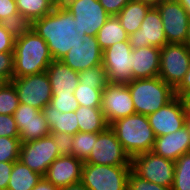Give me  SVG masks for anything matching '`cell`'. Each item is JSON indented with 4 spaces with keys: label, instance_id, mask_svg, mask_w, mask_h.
Returning a JSON list of instances; mask_svg holds the SVG:
<instances>
[{
    "label": "cell",
    "instance_id": "7bdbcfd3",
    "mask_svg": "<svg viewBox=\"0 0 190 190\" xmlns=\"http://www.w3.org/2000/svg\"><path fill=\"white\" fill-rule=\"evenodd\" d=\"M15 39L0 25V52H14Z\"/></svg>",
    "mask_w": 190,
    "mask_h": 190
},
{
    "label": "cell",
    "instance_id": "7dc6e473",
    "mask_svg": "<svg viewBox=\"0 0 190 190\" xmlns=\"http://www.w3.org/2000/svg\"><path fill=\"white\" fill-rule=\"evenodd\" d=\"M32 190H60V188L49 182L45 177H42Z\"/></svg>",
    "mask_w": 190,
    "mask_h": 190
},
{
    "label": "cell",
    "instance_id": "9c48e42d",
    "mask_svg": "<svg viewBox=\"0 0 190 190\" xmlns=\"http://www.w3.org/2000/svg\"><path fill=\"white\" fill-rule=\"evenodd\" d=\"M102 65L109 83L127 84L132 81V47L129 41L117 42L105 49Z\"/></svg>",
    "mask_w": 190,
    "mask_h": 190
},
{
    "label": "cell",
    "instance_id": "8d00e7d4",
    "mask_svg": "<svg viewBox=\"0 0 190 190\" xmlns=\"http://www.w3.org/2000/svg\"><path fill=\"white\" fill-rule=\"evenodd\" d=\"M50 104L62 113L76 111L80 106L74 94H52Z\"/></svg>",
    "mask_w": 190,
    "mask_h": 190
},
{
    "label": "cell",
    "instance_id": "11a10c76",
    "mask_svg": "<svg viewBox=\"0 0 190 190\" xmlns=\"http://www.w3.org/2000/svg\"><path fill=\"white\" fill-rule=\"evenodd\" d=\"M186 125L189 127V130H190V113H187V116H186ZM189 153H190V148H189Z\"/></svg>",
    "mask_w": 190,
    "mask_h": 190
},
{
    "label": "cell",
    "instance_id": "f1b7e54d",
    "mask_svg": "<svg viewBox=\"0 0 190 190\" xmlns=\"http://www.w3.org/2000/svg\"><path fill=\"white\" fill-rule=\"evenodd\" d=\"M98 134L78 132L73 135L72 155L85 162L94 148Z\"/></svg>",
    "mask_w": 190,
    "mask_h": 190
},
{
    "label": "cell",
    "instance_id": "60d3db41",
    "mask_svg": "<svg viewBox=\"0 0 190 190\" xmlns=\"http://www.w3.org/2000/svg\"><path fill=\"white\" fill-rule=\"evenodd\" d=\"M13 74V52H0V75L5 76L11 81L13 79Z\"/></svg>",
    "mask_w": 190,
    "mask_h": 190
},
{
    "label": "cell",
    "instance_id": "cb8c5ba5",
    "mask_svg": "<svg viewBox=\"0 0 190 190\" xmlns=\"http://www.w3.org/2000/svg\"><path fill=\"white\" fill-rule=\"evenodd\" d=\"M75 113L79 132L101 133L109 127L101 108L79 106Z\"/></svg>",
    "mask_w": 190,
    "mask_h": 190
},
{
    "label": "cell",
    "instance_id": "9f6ffc18",
    "mask_svg": "<svg viewBox=\"0 0 190 190\" xmlns=\"http://www.w3.org/2000/svg\"><path fill=\"white\" fill-rule=\"evenodd\" d=\"M57 3H61L63 0H55Z\"/></svg>",
    "mask_w": 190,
    "mask_h": 190
},
{
    "label": "cell",
    "instance_id": "4316f807",
    "mask_svg": "<svg viewBox=\"0 0 190 190\" xmlns=\"http://www.w3.org/2000/svg\"><path fill=\"white\" fill-rule=\"evenodd\" d=\"M15 2L18 12L32 22L51 13L57 4L55 0H15Z\"/></svg>",
    "mask_w": 190,
    "mask_h": 190
},
{
    "label": "cell",
    "instance_id": "ba28073f",
    "mask_svg": "<svg viewBox=\"0 0 190 190\" xmlns=\"http://www.w3.org/2000/svg\"><path fill=\"white\" fill-rule=\"evenodd\" d=\"M190 65V50L185 44L168 43L161 48L159 77L173 89L183 80Z\"/></svg>",
    "mask_w": 190,
    "mask_h": 190
},
{
    "label": "cell",
    "instance_id": "7c38bea8",
    "mask_svg": "<svg viewBox=\"0 0 190 190\" xmlns=\"http://www.w3.org/2000/svg\"><path fill=\"white\" fill-rule=\"evenodd\" d=\"M100 108L109 126L118 119L136 114L127 84L108 83L102 91Z\"/></svg>",
    "mask_w": 190,
    "mask_h": 190
},
{
    "label": "cell",
    "instance_id": "681fc988",
    "mask_svg": "<svg viewBox=\"0 0 190 190\" xmlns=\"http://www.w3.org/2000/svg\"><path fill=\"white\" fill-rule=\"evenodd\" d=\"M186 113H190V92H187L182 98Z\"/></svg>",
    "mask_w": 190,
    "mask_h": 190
},
{
    "label": "cell",
    "instance_id": "603a6c76",
    "mask_svg": "<svg viewBox=\"0 0 190 190\" xmlns=\"http://www.w3.org/2000/svg\"><path fill=\"white\" fill-rule=\"evenodd\" d=\"M150 5L139 0H130L116 15L128 35L138 31Z\"/></svg>",
    "mask_w": 190,
    "mask_h": 190
},
{
    "label": "cell",
    "instance_id": "52a82bcc",
    "mask_svg": "<svg viewBox=\"0 0 190 190\" xmlns=\"http://www.w3.org/2000/svg\"><path fill=\"white\" fill-rule=\"evenodd\" d=\"M132 171L142 179L160 186L172 187L175 162L154 154L152 151L131 158Z\"/></svg>",
    "mask_w": 190,
    "mask_h": 190
},
{
    "label": "cell",
    "instance_id": "d590c367",
    "mask_svg": "<svg viewBox=\"0 0 190 190\" xmlns=\"http://www.w3.org/2000/svg\"><path fill=\"white\" fill-rule=\"evenodd\" d=\"M13 117L17 126H21V122H29L30 120H46L41 110L23 103H19Z\"/></svg>",
    "mask_w": 190,
    "mask_h": 190
},
{
    "label": "cell",
    "instance_id": "5b68a950",
    "mask_svg": "<svg viewBox=\"0 0 190 190\" xmlns=\"http://www.w3.org/2000/svg\"><path fill=\"white\" fill-rule=\"evenodd\" d=\"M131 165H97L84 163L81 182L89 190H127Z\"/></svg>",
    "mask_w": 190,
    "mask_h": 190
},
{
    "label": "cell",
    "instance_id": "ac0fdd59",
    "mask_svg": "<svg viewBox=\"0 0 190 190\" xmlns=\"http://www.w3.org/2000/svg\"><path fill=\"white\" fill-rule=\"evenodd\" d=\"M84 162L73 155L59 156L45 174V178L58 188L81 181Z\"/></svg>",
    "mask_w": 190,
    "mask_h": 190
},
{
    "label": "cell",
    "instance_id": "30bf717a",
    "mask_svg": "<svg viewBox=\"0 0 190 190\" xmlns=\"http://www.w3.org/2000/svg\"><path fill=\"white\" fill-rule=\"evenodd\" d=\"M16 88L19 103L30 105L42 111L50 104L52 98V88L47 72L27 75L11 80Z\"/></svg>",
    "mask_w": 190,
    "mask_h": 190
},
{
    "label": "cell",
    "instance_id": "44dd1931",
    "mask_svg": "<svg viewBox=\"0 0 190 190\" xmlns=\"http://www.w3.org/2000/svg\"><path fill=\"white\" fill-rule=\"evenodd\" d=\"M46 72L52 94H73L79 84V72L72 70L61 60H53Z\"/></svg>",
    "mask_w": 190,
    "mask_h": 190
},
{
    "label": "cell",
    "instance_id": "d4e9b609",
    "mask_svg": "<svg viewBox=\"0 0 190 190\" xmlns=\"http://www.w3.org/2000/svg\"><path fill=\"white\" fill-rule=\"evenodd\" d=\"M42 177L18 160L13 164L7 190H32Z\"/></svg>",
    "mask_w": 190,
    "mask_h": 190
},
{
    "label": "cell",
    "instance_id": "4dcf8cb0",
    "mask_svg": "<svg viewBox=\"0 0 190 190\" xmlns=\"http://www.w3.org/2000/svg\"><path fill=\"white\" fill-rule=\"evenodd\" d=\"M172 190H190V153L183 154L175 161Z\"/></svg>",
    "mask_w": 190,
    "mask_h": 190
},
{
    "label": "cell",
    "instance_id": "ee69618b",
    "mask_svg": "<svg viewBox=\"0 0 190 190\" xmlns=\"http://www.w3.org/2000/svg\"><path fill=\"white\" fill-rule=\"evenodd\" d=\"M13 164L11 162H0V190H7Z\"/></svg>",
    "mask_w": 190,
    "mask_h": 190
},
{
    "label": "cell",
    "instance_id": "bcb514c9",
    "mask_svg": "<svg viewBox=\"0 0 190 190\" xmlns=\"http://www.w3.org/2000/svg\"><path fill=\"white\" fill-rule=\"evenodd\" d=\"M187 92H190V65L181 83L174 89V94L182 98Z\"/></svg>",
    "mask_w": 190,
    "mask_h": 190
},
{
    "label": "cell",
    "instance_id": "e575fe53",
    "mask_svg": "<svg viewBox=\"0 0 190 190\" xmlns=\"http://www.w3.org/2000/svg\"><path fill=\"white\" fill-rule=\"evenodd\" d=\"M20 139L0 137V162L14 163L19 160Z\"/></svg>",
    "mask_w": 190,
    "mask_h": 190
},
{
    "label": "cell",
    "instance_id": "f546056e",
    "mask_svg": "<svg viewBox=\"0 0 190 190\" xmlns=\"http://www.w3.org/2000/svg\"><path fill=\"white\" fill-rule=\"evenodd\" d=\"M0 25L16 40L32 30L33 22L18 12L2 19Z\"/></svg>",
    "mask_w": 190,
    "mask_h": 190
},
{
    "label": "cell",
    "instance_id": "7a4b0ae2",
    "mask_svg": "<svg viewBox=\"0 0 190 190\" xmlns=\"http://www.w3.org/2000/svg\"><path fill=\"white\" fill-rule=\"evenodd\" d=\"M52 61L46 41L33 29L15 40L13 78L45 72Z\"/></svg>",
    "mask_w": 190,
    "mask_h": 190
},
{
    "label": "cell",
    "instance_id": "d6a6232c",
    "mask_svg": "<svg viewBox=\"0 0 190 190\" xmlns=\"http://www.w3.org/2000/svg\"><path fill=\"white\" fill-rule=\"evenodd\" d=\"M79 83L91 86L92 88H105L109 81L103 65H99L80 71Z\"/></svg>",
    "mask_w": 190,
    "mask_h": 190
},
{
    "label": "cell",
    "instance_id": "c3c4849f",
    "mask_svg": "<svg viewBox=\"0 0 190 190\" xmlns=\"http://www.w3.org/2000/svg\"><path fill=\"white\" fill-rule=\"evenodd\" d=\"M60 190H89L81 181L60 188Z\"/></svg>",
    "mask_w": 190,
    "mask_h": 190
},
{
    "label": "cell",
    "instance_id": "1f68e13d",
    "mask_svg": "<svg viewBox=\"0 0 190 190\" xmlns=\"http://www.w3.org/2000/svg\"><path fill=\"white\" fill-rule=\"evenodd\" d=\"M103 89L92 88L91 86L79 83L73 94L80 106L100 108Z\"/></svg>",
    "mask_w": 190,
    "mask_h": 190
},
{
    "label": "cell",
    "instance_id": "5bb4252c",
    "mask_svg": "<svg viewBox=\"0 0 190 190\" xmlns=\"http://www.w3.org/2000/svg\"><path fill=\"white\" fill-rule=\"evenodd\" d=\"M167 43L184 44L188 35L189 15L177 0H163L157 6Z\"/></svg>",
    "mask_w": 190,
    "mask_h": 190
},
{
    "label": "cell",
    "instance_id": "836d02e7",
    "mask_svg": "<svg viewBox=\"0 0 190 190\" xmlns=\"http://www.w3.org/2000/svg\"><path fill=\"white\" fill-rule=\"evenodd\" d=\"M19 98L13 83L10 81L0 89V114L13 115L18 108Z\"/></svg>",
    "mask_w": 190,
    "mask_h": 190
},
{
    "label": "cell",
    "instance_id": "3957f363",
    "mask_svg": "<svg viewBox=\"0 0 190 190\" xmlns=\"http://www.w3.org/2000/svg\"><path fill=\"white\" fill-rule=\"evenodd\" d=\"M130 158L152 151L156 136L147 115L133 114L118 119L109 126Z\"/></svg>",
    "mask_w": 190,
    "mask_h": 190
},
{
    "label": "cell",
    "instance_id": "f6af8a7d",
    "mask_svg": "<svg viewBox=\"0 0 190 190\" xmlns=\"http://www.w3.org/2000/svg\"><path fill=\"white\" fill-rule=\"evenodd\" d=\"M15 13H18L15 0H0V21Z\"/></svg>",
    "mask_w": 190,
    "mask_h": 190
},
{
    "label": "cell",
    "instance_id": "f35d334b",
    "mask_svg": "<svg viewBox=\"0 0 190 190\" xmlns=\"http://www.w3.org/2000/svg\"><path fill=\"white\" fill-rule=\"evenodd\" d=\"M50 136L58 148L60 156L72 155L73 135L68 133H51Z\"/></svg>",
    "mask_w": 190,
    "mask_h": 190
},
{
    "label": "cell",
    "instance_id": "6da1fadb",
    "mask_svg": "<svg viewBox=\"0 0 190 190\" xmlns=\"http://www.w3.org/2000/svg\"><path fill=\"white\" fill-rule=\"evenodd\" d=\"M32 29L46 41L53 60H61L73 46L83 42L73 15L61 3L51 13L34 20Z\"/></svg>",
    "mask_w": 190,
    "mask_h": 190
},
{
    "label": "cell",
    "instance_id": "db71d44e",
    "mask_svg": "<svg viewBox=\"0 0 190 190\" xmlns=\"http://www.w3.org/2000/svg\"><path fill=\"white\" fill-rule=\"evenodd\" d=\"M190 50V18H189V26H188V35H187V39L184 43Z\"/></svg>",
    "mask_w": 190,
    "mask_h": 190
},
{
    "label": "cell",
    "instance_id": "83f0119b",
    "mask_svg": "<svg viewBox=\"0 0 190 190\" xmlns=\"http://www.w3.org/2000/svg\"><path fill=\"white\" fill-rule=\"evenodd\" d=\"M17 128L21 143L37 140L51 134L46 120H30L29 122H21V126H17Z\"/></svg>",
    "mask_w": 190,
    "mask_h": 190
},
{
    "label": "cell",
    "instance_id": "8992f818",
    "mask_svg": "<svg viewBox=\"0 0 190 190\" xmlns=\"http://www.w3.org/2000/svg\"><path fill=\"white\" fill-rule=\"evenodd\" d=\"M61 4L75 19L78 36H97L109 15L98 0H63Z\"/></svg>",
    "mask_w": 190,
    "mask_h": 190
},
{
    "label": "cell",
    "instance_id": "2e32d148",
    "mask_svg": "<svg viewBox=\"0 0 190 190\" xmlns=\"http://www.w3.org/2000/svg\"><path fill=\"white\" fill-rule=\"evenodd\" d=\"M132 49L155 46L162 48L168 44L163 28V22L156 7H151L146 13L140 29L129 35Z\"/></svg>",
    "mask_w": 190,
    "mask_h": 190
},
{
    "label": "cell",
    "instance_id": "f907efd6",
    "mask_svg": "<svg viewBox=\"0 0 190 190\" xmlns=\"http://www.w3.org/2000/svg\"><path fill=\"white\" fill-rule=\"evenodd\" d=\"M187 11L190 17V0H177Z\"/></svg>",
    "mask_w": 190,
    "mask_h": 190
},
{
    "label": "cell",
    "instance_id": "f5cc1de1",
    "mask_svg": "<svg viewBox=\"0 0 190 190\" xmlns=\"http://www.w3.org/2000/svg\"><path fill=\"white\" fill-rule=\"evenodd\" d=\"M10 81L3 75H0V89L3 88Z\"/></svg>",
    "mask_w": 190,
    "mask_h": 190
},
{
    "label": "cell",
    "instance_id": "ffe728a7",
    "mask_svg": "<svg viewBox=\"0 0 190 190\" xmlns=\"http://www.w3.org/2000/svg\"><path fill=\"white\" fill-rule=\"evenodd\" d=\"M160 52L155 46L132 49L133 80L159 76Z\"/></svg>",
    "mask_w": 190,
    "mask_h": 190
},
{
    "label": "cell",
    "instance_id": "e0dca14e",
    "mask_svg": "<svg viewBox=\"0 0 190 190\" xmlns=\"http://www.w3.org/2000/svg\"><path fill=\"white\" fill-rule=\"evenodd\" d=\"M82 41L61 59L65 65L78 72L102 65L103 60V50L99 47L96 36L85 35Z\"/></svg>",
    "mask_w": 190,
    "mask_h": 190
},
{
    "label": "cell",
    "instance_id": "816d5d0a",
    "mask_svg": "<svg viewBox=\"0 0 190 190\" xmlns=\"http://www.w3.org/2000/svg\"><path fill=\"white\" fill-rule=\"evenodd\" d=\"M139 1L146 3L150 5L151 7H156L163 0H139Z\"/></svg>",
    "mask_w": 190,
    "mask_h": 190
},
{
    "label": "cell",
    "instance_id": "b9f144b4",
    "mask_svg": "<svg viewBox=\"0 0 190 190\" xmlns=\"http://www.w3.org/2000/svg\"><path fill=\"white\" fill-rule=\"evenodd\" d=\"M105 11L111 15L116 16L130 0H98Z\"/></svg>",
    "mask_w": 190,
    "mask_h": 190
},
{
    "label": "cell",
    "instance_id": "4fadbf2b",
    "mask_svg": "<svg viewBox=\"0 0 190 190\" xmlns=\"http://www.w3.org/2000/svg\"><path fill=\"white\" fill-rule=\"evenodd\" d=\"M84 163L97 165H131V158L124 151L115 132L108 127L97 136L94 148Z\"/></svg>",
    "mask_w": 190,
    "mask_h": 190
},
{
    "label": "cell",
    "instance_id": "d6986e66",
    "mask_svg": "<svg viewBox=\"0 0 190 190\" xmlns=\"http://www.w3.org/2000/svg\"><path fill=\"white\" fill-rule=\"evenodd\" d=\"M190 130L185 125L180 130L156 137L152 152L171 161H176L183 154L189 153Z\"/></svg>",
    "mask_w": 190,
    "mask_h": 190
},
{
    "label": "cell",
    "instance_id": "277c9868",
    "mask_svg": "<svg viewBox=\"0 0 190 190\" xmlns=\"http://www.w3.org/2000/svg\"><path fill=\"white\" fill-rule=\"evenodd\" d=\"M136 114L149 115L165 106L174 97V89L159 76L134 79L127 83Z\"/></svg>",
    "mask_w": 190,
    "mask_h": 190
},
{
    "label": "cell",
    "instance_id": "7402d4cb",
    "mask_svg": "<svg viewBox=\"0 0 190 190\" xmlns=\"http://www.w3.org/2000/svg\"><path fill=\"white\" fill-rule=\"evenodd\" d=\"M42 113L49 125L51 133H68L75 135L79 132L78 118L75 111L62 113L57 111L51 104L42 109Z\"/></svg>",
    "mask_w": 190,
    "mask_h": 190
},
{
    "label": "cell",
    "instance_id": "ab89813d",
    "mask_svg": "<svg viewBox=\"0 0 190 190\" xmlns=\"http://www.w3.org/2000/svg\"><path fill=\"white\" fill-rule=\"evenodd\" d=\"M0 137L19 138V132L13 115L0 114Z\"/></svg>",
    "mask_w": 190,
    "mask_h": 190
},
{
    "label": "cell",
    "instance_id": "9a60e30c",
    "mask_svg": "<svg viewBox=\"0 0 190 190\" xmlns=\"http://www.w3.org/2000/svg\"><path fill=\"white\" fill-rule=\"evenodd\" d=\"M187 113L180 97L175 96L165 106L147 115L150 126L156 137L180 130L186 125Z\"/></svg>",
    "mask_w": 190,
    "mask_h": 190
},
{
    "label": "cell",
    "instance_id": "484cf974",
    "mask_svg": "<svg viewBox=\"0 0 190 190\" xmlns=\"http://www.w3.org/2000/svg\"><path fill=\"white\" fill-rule=\"evenodd\" d=\"M99 47L104 51L113 44L121 41H129V35L122 27L117 16H110L97 33Z\"/></svg>",
    "mask_w": 190,
    "mask_h": 190
},
{
    "label": "cell",
    "instance_id": "8fae6325",
    "mask_svg": "<svg viewBox=\"0 0 190 190\" xmlns=\"http://www.w3.org/2000/svg\"><path fill=\"white\" fill-rule=\"evenodd\" d=\"M59 156L58 148L50 135L20 145L19 160L43 177L50 164Z\"/></svg>",
    "mask_w": 190,
    "mask_h": 190
},
{
    "label": "cell",
    "instance_id": "74e56055",
    "mask_svg": "<svg viewBox=\"0 0 190 190\" xmlns=\"http://www.w3.org/2000/svg\"><path fill=\"white\" fill-rule=\"evenodd\" d=\"M127 190H172V189L171 187L160 186L156 183L142 179L131 170L128 177Z\"/></svg>",
    "mask_w": 190,
    "mask_h": 190
}]
</instances>
